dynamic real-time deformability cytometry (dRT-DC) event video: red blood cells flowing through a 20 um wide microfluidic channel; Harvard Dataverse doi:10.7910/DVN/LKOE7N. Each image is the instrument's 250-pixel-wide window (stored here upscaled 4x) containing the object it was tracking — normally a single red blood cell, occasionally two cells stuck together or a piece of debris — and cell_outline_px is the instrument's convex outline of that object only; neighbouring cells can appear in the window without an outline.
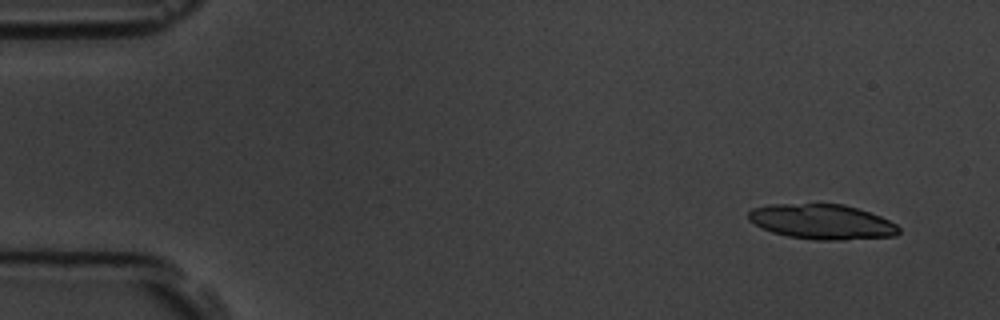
{"species": "common noctule bat (a hibernating species)", "species_latin": "Nyctalus noctula", "temperature_condition": "room temperature", "stored_images_in_passage": 8, "camera_frame_rate_fps": 3000, "um_per_image_px": 0.085, "animal": {"sex": "male", "body_mass_g": 19.5, "forearm_length_mm": 54.6}, "frame": {"image": 1, "passage_image": 1, "time_ms": 0.0, "image_size_px": [1000, 320], "cell_outline_px": [[900, 232], [896, 236], [844, 240], [816, 240], [788, 236], [772, 232], [748, 220], [748, 212], [752, 208], [772, 204], [844, 204], [880, 216], [896, 224], [900, 228]], "centroid_in_image_um": [69.88, 18.85], "position_along_channel_um": 15.1, "area_um2": 30.58}}
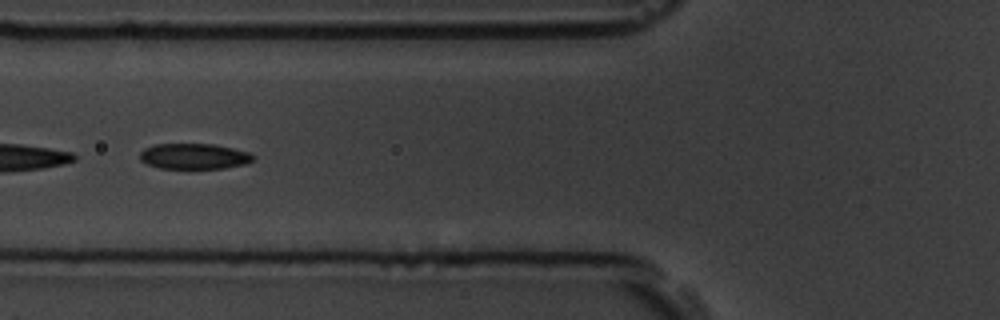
{"frame": {"image": 2, "passage_image": 6, "time_ms": 5.667, "image_size_px": [1000, 320], "cell_outline_px": [[256, 156], [252, 160], [244, 164], [224, 168], [160, 168], [148, 164], [140, 160], [140, 152], [144, 148], [152, 144], [216, 144], [248, 152]], "centroid_in_image_um": [16.48, 13.27], "position_along_channel_um": 109.3, "area_um2": 16.88}}
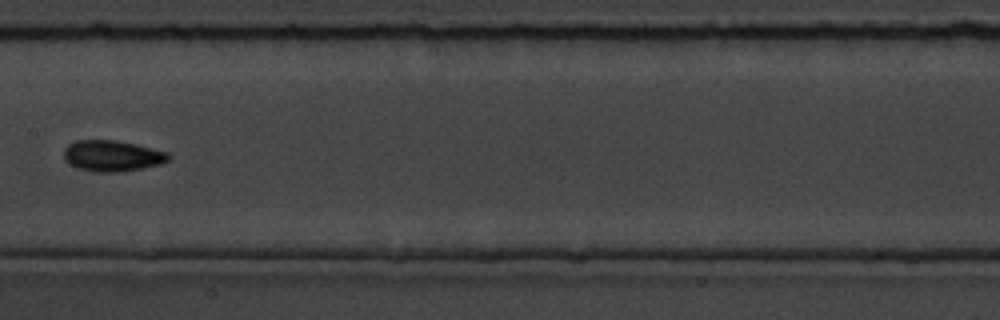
{"frame": {"image": 3, "passage_image": 8, "time_ms": 8.0, "image_size_px": [1000, 320], "cell_outline_px": [[172, 156], [168, 160], [160, 164], [140, 168], [116, 172], [92, 172], [68, 164], [64, 160], [64, 148], [68, 144], [76, 140], [116, 140], [136, 144], [168, 152]], "centroid_in_image_um": [9.52, 13.24], "position_along_channel_um": 197.9, "area_um2": 18.96}}